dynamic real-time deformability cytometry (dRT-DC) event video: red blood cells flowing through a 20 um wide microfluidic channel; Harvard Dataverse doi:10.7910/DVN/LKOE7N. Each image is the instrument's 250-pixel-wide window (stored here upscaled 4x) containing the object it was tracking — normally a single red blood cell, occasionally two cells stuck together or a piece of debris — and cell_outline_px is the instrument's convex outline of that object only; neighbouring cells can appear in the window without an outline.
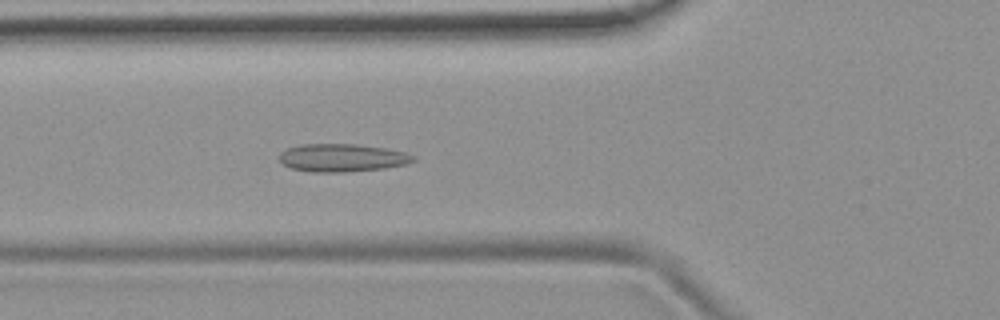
{"species": "common noctule bat (a hibernating species)", "species_latin": "Nyctalus noctula", "temperature_condition": "room temperature", "stored_images_in_passage": 37, "camera_frame_rate_fps": 3000, "um_per_image_px": 0.085, "animal": {"sex": "female", "body_mass_g": 19.9}, "frame": {"image": 1, "passage_image": 3, "time_ms": 0.667, "image_size_px": [1000, 320], "cell_outline_px": [[416, 160], [408, 164], [384, 168], [344, 172], [312, 172], [292, 168], [284, 164], [280, 160], [280, 152], [288, 148], [300, 144], [356, 144], [384, 148], [404, 152], [416, 156]], "centroid_in_image_um": [29.11, 13.41], "position_along_channel_um": 96.7, "area_um2": 21.73}}
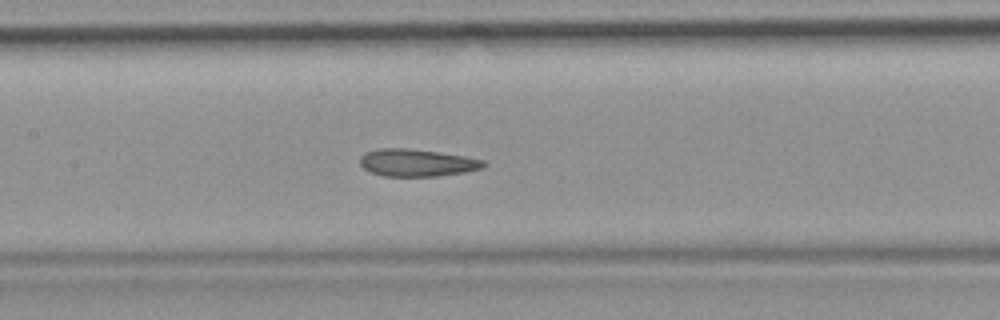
{"frame": {"image": 2, "passage_image": 9, "time_ms": 2.667, "image_size_px": [1000, 320], "cell_outline_px": [[488, 164], [484, 168], [464, 172], [436, 176], [384, 176], [372, 172], [364, 168], [360, 164], [360, 156], [364, 152], [380, 148], [408, 148], [468, 156], [484, 160]], "centroid_in_image_um": [35.47, 13.82], "position_along_channel_um": 171.9, "area_um2": 19.83}}
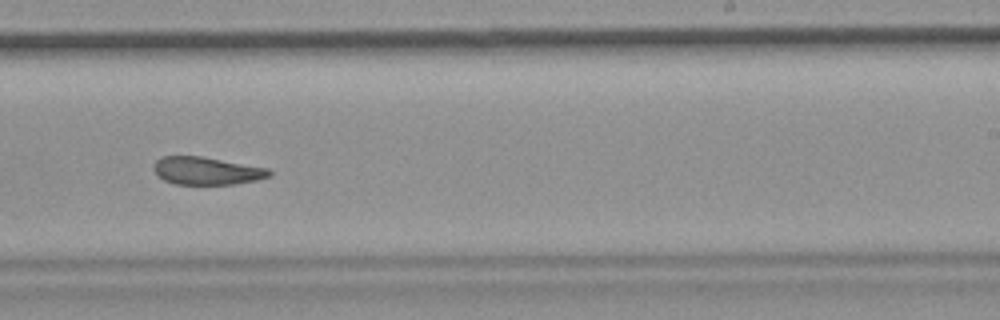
{"frame": {"image": 3, "passage_image": 17, "time_ms": 5.333, "image_size_px": [1000, 320], "cell_outline_px": [[272, 176], [256, 180], [236, 184], [176, 184], [164, 180], [156, 176], [152, 168], [156, 160], [160, 156], [200, 156], [268, 168], [272, 172]], "centroid_in_image_um": [17.54, 14.52], "position_along_channel_um": 271.5, "area_um2": 18.79}, "authors_computed_cell_mechanics": {"area_um2": 20.0566, "velocity_mm_per_s": 3.7586, "shape_relaxation_time_tau1_ms": null, "shape_relaxation_time_tau2_ms": 2.9861, "deformation_change_tau1": null, "deformation_change_tau2": 0.0813}}